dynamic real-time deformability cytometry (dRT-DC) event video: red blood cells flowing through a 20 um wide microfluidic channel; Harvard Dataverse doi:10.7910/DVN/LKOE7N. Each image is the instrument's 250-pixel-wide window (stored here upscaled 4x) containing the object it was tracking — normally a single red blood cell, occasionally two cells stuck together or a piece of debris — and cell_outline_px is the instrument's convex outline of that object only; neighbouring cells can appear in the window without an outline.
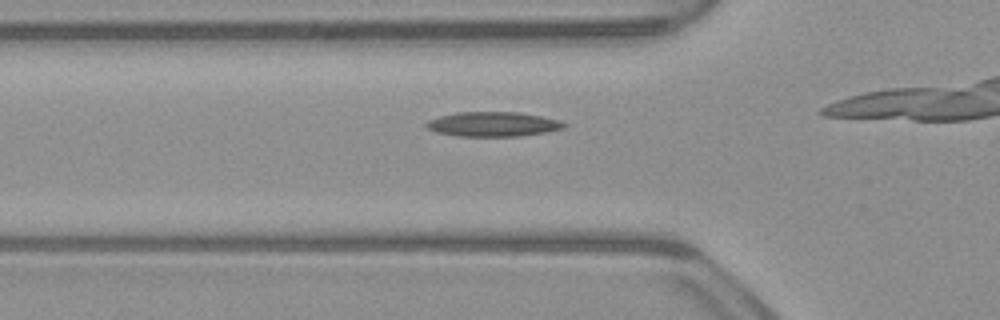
{"species": "common noctule bat (a hibernating species)", "species_latin": "Nyctalus noctula", "temperature_condition": "warm", "stored_images_in_passage": 10, "camera_frame_rate_fps": 3000, "um_per_image_px": 0.085, "animal": {"sex": "male", "body_mass_g": 23.1, "forearm_length_mm": 52.7}, "frame": {"image": 1, "passage_image": 6, "time_ms": 1.667, "image_size_px": [1000, 320], "cell_outline_px": [[568, 124], [564, 128], [548, 132], [520, 136], [460, 136], [436, 132], [428, 128], [424, 124], [428, 120], [440, 116], [456, 112], [520, 112], [560, 120]], "centroid_in_image_um": [41.93, 10.55], "position_along_channel_um": 83.9, "area_um2": 19.83}}
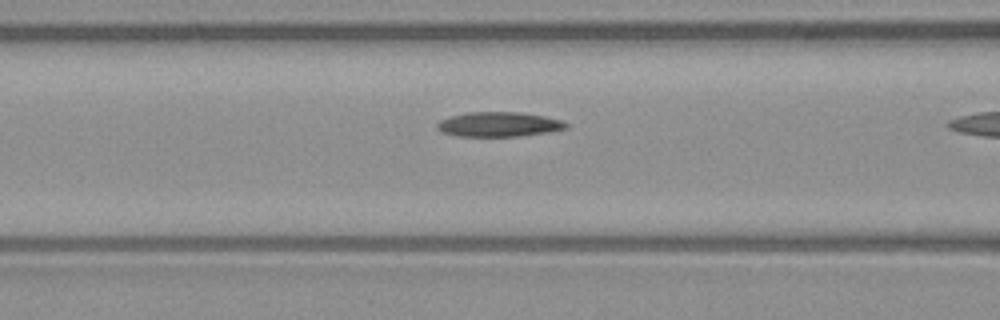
{"frame": {"image": 2, "passage_image": 9, "time_ms": 2.667, "image_size_px": [1000, 320], "cell_outline_px": [[568, 128], [548, 132], [520, 136], [460, 136], [444, 132], [436, 128], [436, 124], [440, 120], [452, 116], [468, 112], [520, 112], [544, 116], [564, 120], [568, 124]], "centroid_in_image_um": [42.45, 10.56], "position_along_channel_um": 124.2, "area_um2": 18.5}}